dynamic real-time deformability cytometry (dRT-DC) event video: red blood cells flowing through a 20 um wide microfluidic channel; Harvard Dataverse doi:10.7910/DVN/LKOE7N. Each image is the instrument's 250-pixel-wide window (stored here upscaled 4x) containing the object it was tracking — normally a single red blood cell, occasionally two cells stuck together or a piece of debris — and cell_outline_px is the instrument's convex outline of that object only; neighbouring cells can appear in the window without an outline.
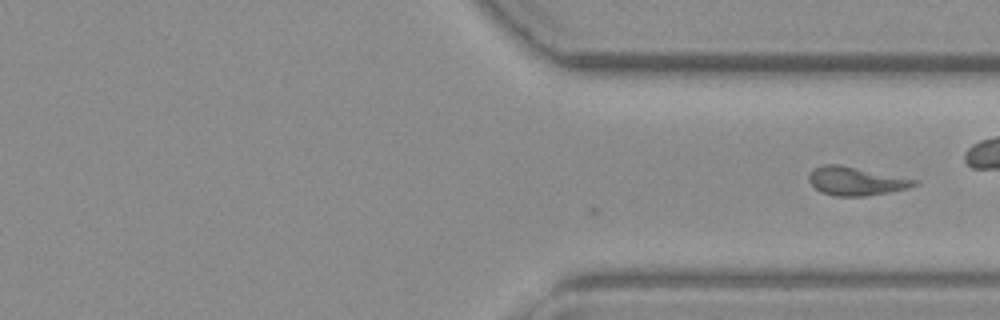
{"species": "common noctule bat (a hibernating species)", "species_latin": "Nyctalus noctula", "temperature_condition": "warm", "stored_images_in_passage": 24, "camera_frame_rate_fps": 3000, "um_per_image_px": 0.085, "animal": {"sex": "female", "body_mass_g": 19.3, "forearm_length_mm": 54.1}, "frame": {"image": 1, "passage_image": 24, "time_ms": 7.667, "image_size_px": [1000, 320], "cell_outline_px": [[920, 184], [908, 188], [888, 192], [864, 196], [836, 196], [820, 192], [808, 180], [808, 176], [816, 168], [824, 164], [840, 164], [916, 180]], "centroid_in_image_um": [72.74, 15.4], "position_along_channel_um": 338.7, "area_um2": 17.22}}